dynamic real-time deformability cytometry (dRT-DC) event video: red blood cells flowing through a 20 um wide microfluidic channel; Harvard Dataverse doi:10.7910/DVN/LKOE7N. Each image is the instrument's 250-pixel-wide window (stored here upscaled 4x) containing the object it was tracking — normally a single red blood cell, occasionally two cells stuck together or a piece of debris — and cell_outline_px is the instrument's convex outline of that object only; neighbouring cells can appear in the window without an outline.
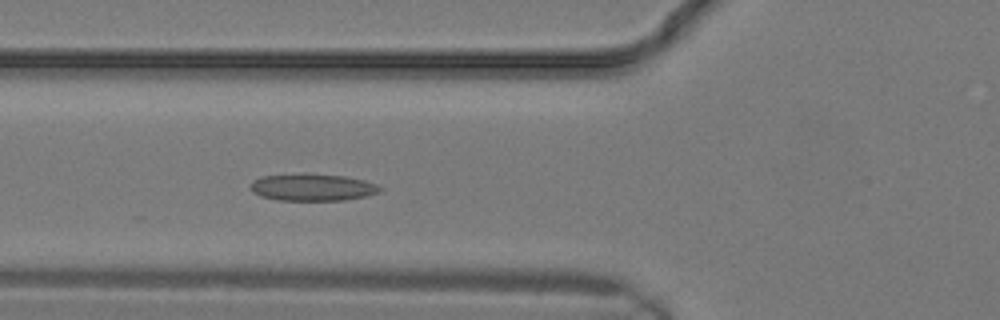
{"species": "common noctule bat (a hibernating species)", "species_latin": "Nyctalus noctula", "temperature_condition": "warm", "stored_images_in_passage": 8, "camera_frame_rate_fps": 3000, "um_per_image_px": 0.085, "animal": {"sex": "male", "body_mass_g": 19.2, "forearm_length_mm": 51.8}, "frame": {"image": 1, "passage_image": 8, "time_ms": 2.333, "image_size_px": [1000, 320], "cell_outline_px": [[384, 188], [380, 192], [364, 196], [344, 200], [276, 200], [260, 196], [252, 192], [252, 180], [260, 176], [304, 172], [344, 176], [364, 180], [376, 184]], "centroid_in_image_um": [26.54, 15.9], "position_along_channel_um": 99.3, "area_um2": 20.75}}